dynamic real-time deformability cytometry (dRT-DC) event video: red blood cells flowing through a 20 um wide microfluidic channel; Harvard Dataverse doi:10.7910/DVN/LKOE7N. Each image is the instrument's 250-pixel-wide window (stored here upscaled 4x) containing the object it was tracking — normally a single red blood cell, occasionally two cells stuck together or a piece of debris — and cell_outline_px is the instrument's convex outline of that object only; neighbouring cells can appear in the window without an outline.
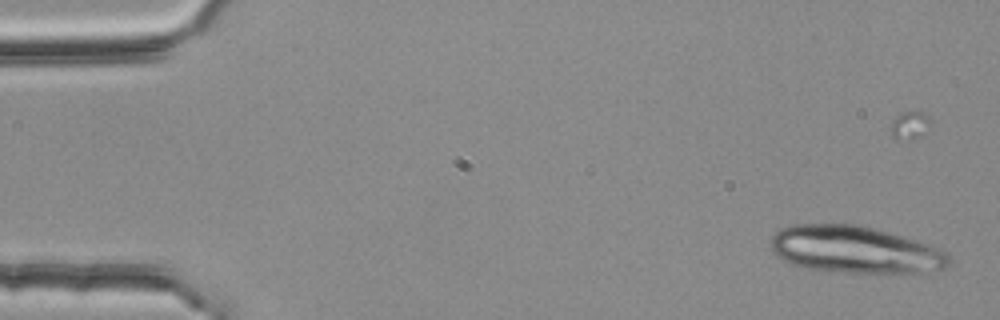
{"species": "common noctule bat (a hibernating species)", "species_latin": "Nyctalus noctula", "temperature_condition": "room temperature", "stored_images_in_passage": 39, "segment_of_instrument_passage": [1, 2], "camera_frame_rate_fps": 3000, "um_per_image_px": 0.085, "animal": {"sex": "female", "body_mass_g": 25.1}, "frame": {"image": 1, "passage_image": 3, "time_ms": 0.667, "image_size_px": [1000, 320], "cell_outline_px": [[948, 264], [944, 268], [920, 272], [848, 272], [808, 268], [792, 264], [776, 256], [772, 248], [772, 236], [780, 228], [792, 224], [856, 224], [876, 228], [904, 236], [928, 244], [944, 252], [948, 256]], "centroid_in_image_um": [72.63, 21.19], "position_along_channel_um": 12.4, "area_um2": 48.32}}